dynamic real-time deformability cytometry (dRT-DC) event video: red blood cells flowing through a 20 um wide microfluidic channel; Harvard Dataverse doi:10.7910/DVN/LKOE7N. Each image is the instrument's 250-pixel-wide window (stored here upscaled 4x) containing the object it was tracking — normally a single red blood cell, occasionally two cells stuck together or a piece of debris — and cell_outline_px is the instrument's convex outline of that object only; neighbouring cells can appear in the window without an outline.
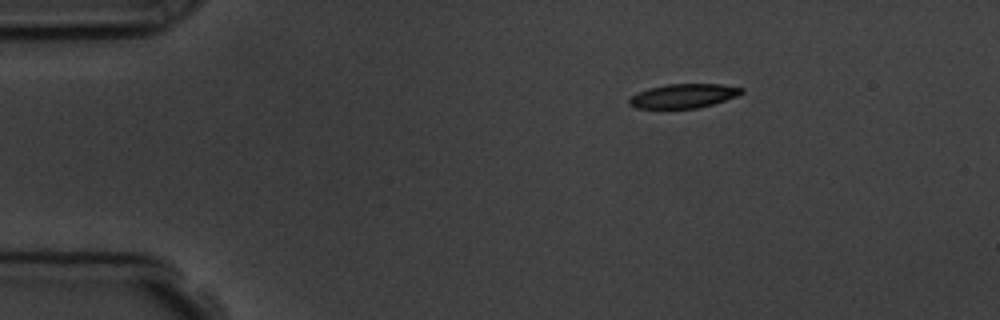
{"species": "common noctule bat (a hibernating species)", "species_latin": "Nyctalus noctula", "temperature_condition": "room temperature", "stored_images_in_passage": 3, "segment_of_instrument_passage": [1, 2], "camera_frame_rate_fps": 3000, "um_per_image_px": 0.085, "animal": {"sex": "male", "body_mass_g": 19.5, "forearm_length_mm": 54.6}, "frame": {"image": 1, "passage_image": 1, "time_ms": 0.0, "image_size_px": [1000, 320], "cell_outline_px": [[744, 92], [736, 96], [700, 108], [636, 108], [628, 104], [628, 100], [632, 96], [648, 88], [668, 84], [720, 84], [744, 88]], "centroid_in_image_um": [58.1, 8.15], "position_along_channel_um": 26.9, "area_um2": 15.66}}